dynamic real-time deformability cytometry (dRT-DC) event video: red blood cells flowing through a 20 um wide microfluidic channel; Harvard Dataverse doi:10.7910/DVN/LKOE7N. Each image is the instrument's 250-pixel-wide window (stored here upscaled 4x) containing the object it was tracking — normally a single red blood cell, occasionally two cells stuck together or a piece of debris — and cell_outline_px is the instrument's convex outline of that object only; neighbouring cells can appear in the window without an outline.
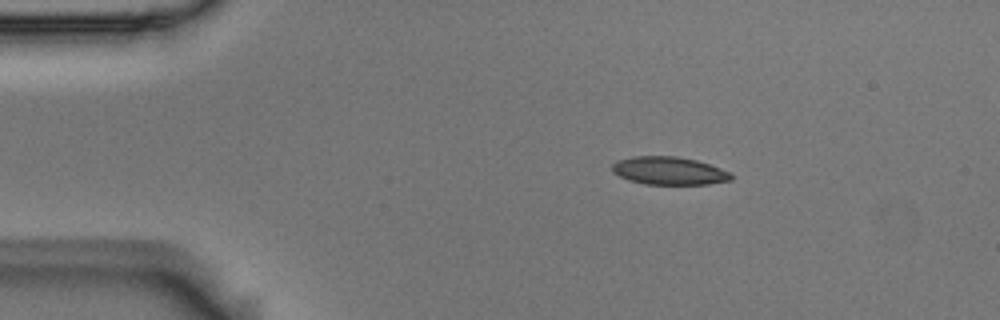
{"species": "Egyptian fruit bat (a non-hibernating species)", "species_latin": "Rousettus aegyptiacus", "temperature_condition": "room temperature", "stored_images_in_passage": 6, "camera_frame_rate_fps": 3000, "um_per_image_px": 0.085, "animal": {"sex": "male"}, "frame": {"image": 1, "passage_image": 3, "time_ms": 0.667, "image_size_px": [1000, 320], "cell_outline_px": [[732, 180], [708, 184], [644, 184], [628, 180], [612, 172], [612, 164], [620, 160], [632, 156], [676, 156], [696, 160], [720, 168], [728, 172], [732, 176]], "centroid_in_image_um": [56.85, 14.52], "position_along_channel_um": 28.2, "area_um2": 19.25}}
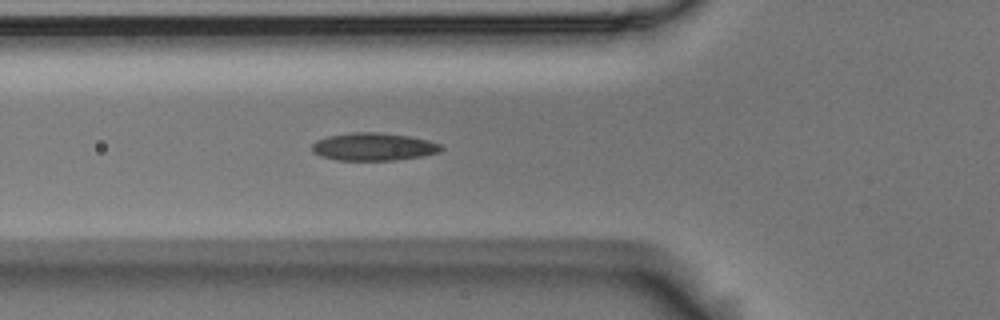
{"frame": {"image": 2, "passage_image": 6, "time_ms": 1.667, "image_size_px": [1000, 320], "cell_outline_px": [[444, 148], [440, 152], [420, 156], [396, 160], [336, 160], [320, 156], [312, 152], [312, 144], [316, 140], [328, 136], [352, 132], [380, 132], [408, 136], [428, 140], [440, 144]], "centroid_in_image_um": [31.73, 12.47], "position_along_channel_um": 94.1, "area_um2": 20.92}}